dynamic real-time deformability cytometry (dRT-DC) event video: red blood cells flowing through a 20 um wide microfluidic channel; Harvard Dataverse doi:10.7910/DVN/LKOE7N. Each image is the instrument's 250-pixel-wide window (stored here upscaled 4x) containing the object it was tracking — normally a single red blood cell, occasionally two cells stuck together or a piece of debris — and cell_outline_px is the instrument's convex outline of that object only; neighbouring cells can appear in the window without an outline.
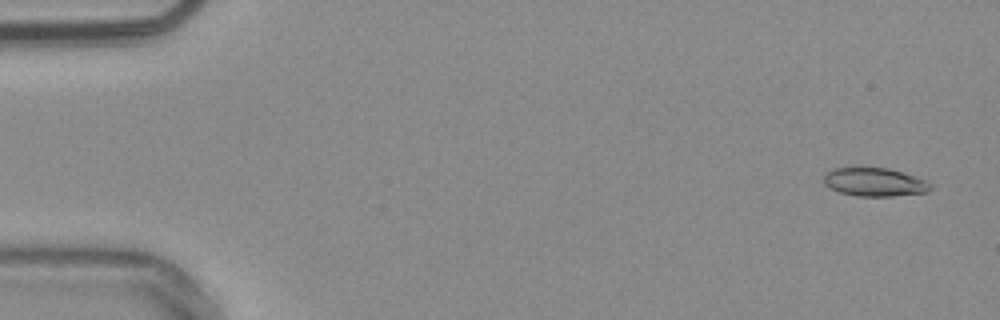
{"species": "common noctule bat (a hibernating species)", "species_latin": "Nyctalus noctula", "temperature_condition": "warm", "stored_images_in_passage": 54, "camera_frame_rate_fps": 3000, "um_per_image_px": 0.085, "animal": {"sex": "male", "body_mass_g": 20.4}, "frame": {"image": 1, "passage_image": 3, "time_ms": 0.667, "image_size_px": [1000, 320], "cell_outline_px": [[932, 188], [924, 192], [892, 196], [860, 196], [840, 192], [824, 184], [824, 176], [832, 168], [888, 168], [924, 180], [932, 184]], "centroid_in_image_um": [74.32, 15.48], "position_along_channel_um": 10.7, "area_um2": 17.22}}
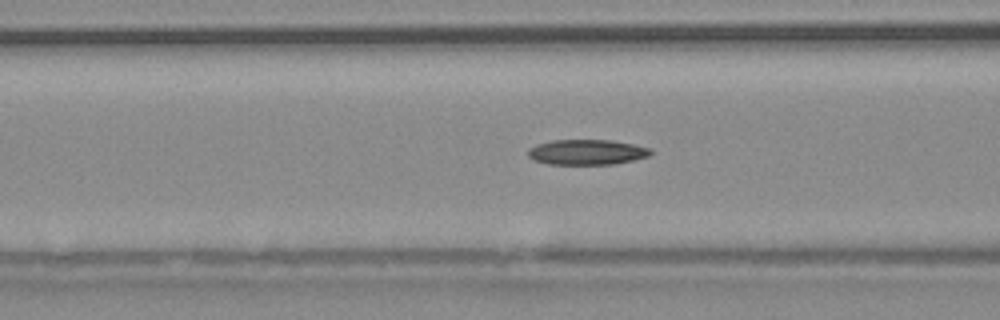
{"frame": {"image": 2, "passage_image": 22, "time_ms": 7.0, "image_size_px": [1000, 320], "cell_outline_px": [[652, 152], [648, 156], [632, 160], [612, 164], [548, 164], [532, 160], [528, 156], [528, 148], [536, 144], [552, 140], [612, 140], [652, 148]], "centroid_in_image_um": [49.84, 12.93], "position_along_channel_um": 116.8, "area_um2": 18.09}}
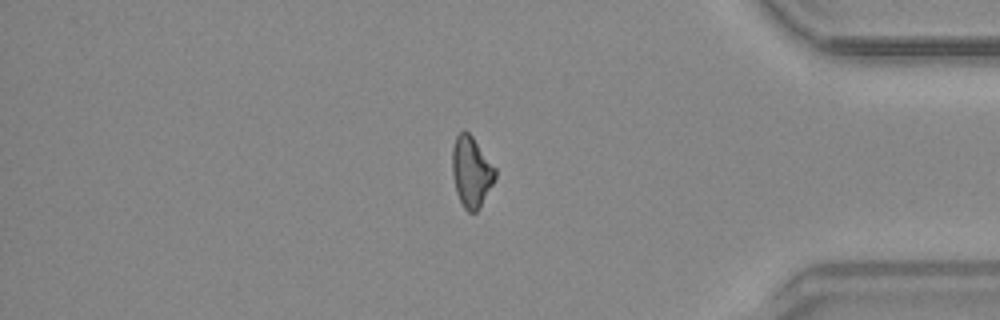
{"frame": {"image": 3, "passage_image": 46, "time_ms": 15.0, "image_size_px": [1000, 320], "cell_outline_px": [[496, 176], [480, 208], [476, 212], [468, 212], [464, 208], [456, 192], [452, 176], [452, 148], [456, 136], [460, 132], [468, 132], [472, 136], [496, 168]], "centroid_in_image_um": [40.05, 14.61], "position_along_channel_um": 395.1, "area_um2": 17.63}}